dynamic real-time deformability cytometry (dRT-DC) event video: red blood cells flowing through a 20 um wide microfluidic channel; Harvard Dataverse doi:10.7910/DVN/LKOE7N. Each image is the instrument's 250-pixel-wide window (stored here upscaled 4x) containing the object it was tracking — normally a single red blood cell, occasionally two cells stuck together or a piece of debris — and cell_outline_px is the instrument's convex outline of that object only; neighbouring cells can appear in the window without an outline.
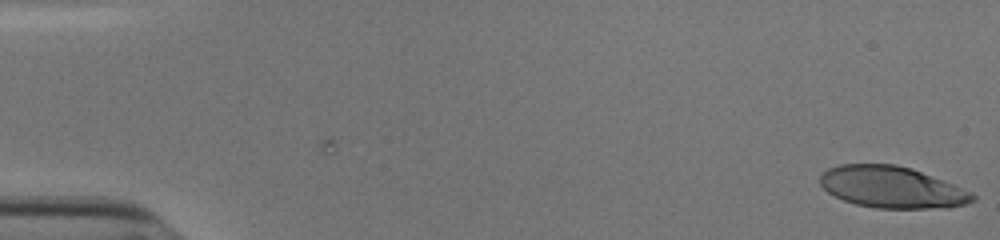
{"species": "human", "species_latin": "Homo sapiens", "temperature_condition": "cold", "stored_images_in_passage": 54, "camera_frame_rate_fps": 3000, "um_per_image_px": 0.085, "donor": {"sex": "male"}, "frame": {"image": 1, "passage_image": 1, "time_ms": 0.0, "image_size_px": [1000, 240], "cell_outline_px": [[976, 200], [964, 204], [948, 208], [876, 208], [856, 204], [844, 200], [828, 192], [820, 184], [820, 172], [828, 168], [840, 164], [896, 164], [912, 168], [972, 192], [976, 196]], "centroid_in_image_um": [75.8, 15.91], "position_along_channel_um": 9.2, "area_um2": 36.93}}
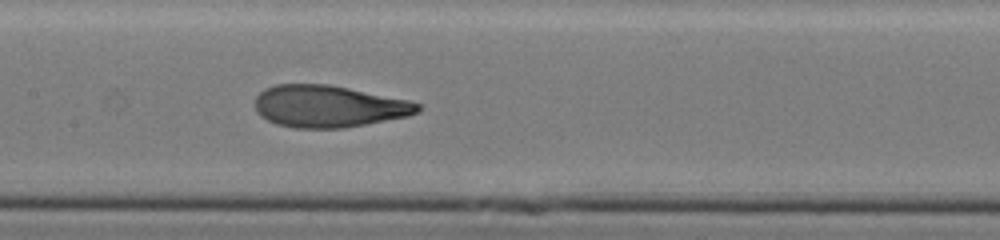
{"frame": {"image": 2, "passage_image": 27, "time_ms": 8.667, "image_size_px": [1000, 240], "cell_outline_px": [[424, 108], [420, 112], [408, 116], [344, 128], [292, 128], [276, 124], [260, 116], [256, 112], [256, 96], [264, 88], [276, 84], [328, 84], [408, 100], [420, 104]], "centroid_in_image_um": [27.93, 9.04], "position_along_channel_um": 179.5, "area_um2": 39.88}}
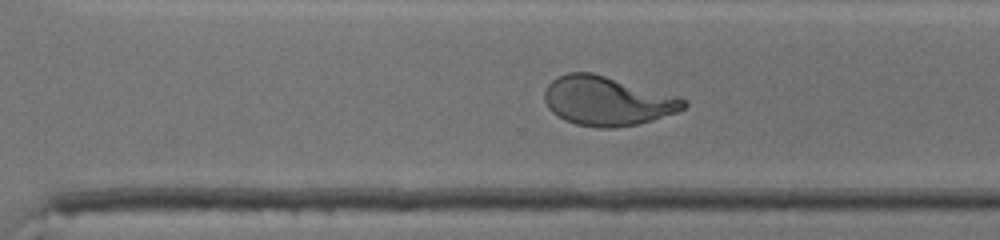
{"frame": {"image": 3, "passage_image": 38, "time_ms": 12.333, "image_size_px": [1000, 240], "cell_outline_px": [[688, 104], [684, 108], [676, 112], [652, 120], [636, 124], [616, 128], [600, 128], [576, 124], [564, 120], [552, 112], [548, 108], [544, 100], [544, 92], [548, 84], [556, 76], [568, 72], [592, 72], [680, 96], [688, 100]], "centroid_in_image_um": [51.61, 8.57], "position_along_channel_um": 319.0, "area_um2": 40.17}, "authors_computed_cell_mechanics": {"area_um2": 39.9398, "velocity_mm_per_s": 3.8158, "shape_relaxation_time_tau1_ms": 5.7373, "shape_relaxation_time_tau2_ms": 1.0542, "deformation_change_tau1": 0.2739, "deformation_change_tau2": 0.084}}